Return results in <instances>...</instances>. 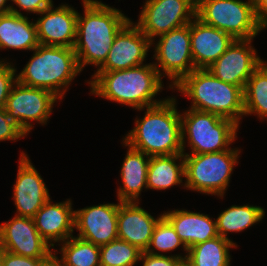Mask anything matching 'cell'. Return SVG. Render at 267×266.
I'll use <instances>...</instances> for the list:
<instances>
[{"instance_id": "e575fe53", "label": "cell", "mask_w": 267, "mask_h": 266, "mask_svg": "<svg viewBox=\"0 0 267 266\" xmlns=\"http://www.w3.org/2000/svg\"><path fill=\"white\" fill-rule=\"evenodd\" d=\"M23 10L41 13L43 10L47 9L53 1L50 0H12Z\"/></svg>"}, {"instance_id": "44dd1931", "label": "cell", "mask_w": 267, "mask_h": 266, "mask_svg": "<svg viewBox=\"0 0 267 266\" xmlns=\"http://www.w3.org/2000/svg\"><path fill=\"white\" fill-rule=\"evenodd\" d=\"M162 215L174 227L187 249L219 236L216 221H212L208 215L185 210L169 211Z\"/></svg>"}, {"instance_id": "5bb4252c", "label": "cell", "mask_w": 267, "mask_h": 266, "mask_svg": "<svg viewBox=\"0 0 267 266\" xmlns=\"http://www.w3.org/2000/svg\"><path fill=\"white\" fill-rule=\"evenodd\" d=\"M131 20L115 36L105 63L97 71H115L143 64L153 43Z\"/></svg>"}, {"instance_id": "ac0fdd59", "label": "cell", "mask_w": 267, "mask_h": 266, "mask_svg": "<svg viewBox=\"0 0 267 266\" xmlns=\"http://www.w3.org/2000/svg\"><path fill=\"white\" fill-rule=\"evenodd\" d=\"M190 22V44L195 69H206L235 40L230 34L203 23L197 17Z\"/></svg>"}, {"instance_id": "1f68e13d", "label": "cell", "mask_w": 267, "mask_h": 266, "mask_svg": "<svg viewBox=\"0 0 267 266\" xmlns=\"http://www.w3.org/2000/svg\"><path fill=\"white\" fill-rule=\"evenodd\" d=\"M24 135H26L25 132L11 120L5 108H0V141H15Z\"/></svg>"}, {"instance_id": "6da1fadb", "label": "cell", "mask_w": 267, "mask_h": 266, "mask_svg": "<svg viewBox=\"0 0 267 266\" xmlns=\"http://www.w3.org/2000/svg\"><path fill=\"white\" fill-rule=\"evenodd\" d=\"M84 17L78 13L74 52L82 71L87 64L105 63L115 36L130 21L121 11L97 0H83Z\"/></svg>"}, {"instance_id": "d6986e66", "label": "cell", "mask_w": 267, "mask_h": 266, "mask_svg": "<svg viewBox=\"0 0 267 266\" xmlns=\"http://www.w3.org/2000/svg\"><path fill=\"white\" fill-rule=\"evenodd\" d=\"M137 202H120L118 208V239L137 247L142 252L148 248L157 219L151 216Z\"/></svg>"}, {"instance_id": "cb8c5ba5", "label": "cell", "mask_w": 267, "mask_h": 266, "mask_svg": "<svg viewBox=\"0 0 267 266\" xmlns=\"http://www.w3.org/2000/svg\"><path fill=\"white\" fill-rule=\"evenodd\" d=\"M181 159L179 164L176 160ZM183 159V160H182ZM184 154L150 156L147 173V188L164 190L182 183Z\"/></svg>"}, {"instance_id": "83f0119b", "label": "cell", "mask_w": 267, "mask_h": 266, "mask_svg": "<svg viewBox=\"0 0 267 266\" xmlns=\"http://www.w3.org/2000/svg\"><path fill=\"white\" fill-rule=\"evenodd\" d=\"M62 258L54 257L63 266H100V246L79 237H70L61 248Z\"/></svg>"}, {"instance_id": "484cf974", "label": "cell", "mask_w": 267, "mask_h": 266, "mask_svg": "<svg viewBox=\"0 0 267 266\" xmlns=\"http://www.w3.org/2000/svg\"><path fill=\"white\" fill-rule=\"evenodd\" d=\"M264 209L257 206H231L222 212L216 219L218 235L227 237L228 232H240L249 226L260 222L264 217Z\"/></svg>"}, {"instance_id": "3957f363", "label": "cell", "mask_w": 267, "mask_h": 266, "mask_svg": "<svg viewBox=\"0 0 267 266\" xmlns=\"http://www.w3.org/2000/svg\"><path fill=\"white\" fill-rule=\"evenodd\" d=\"M174 98L146 107L143 119L124 138V145L148 156L182 154L181 115Z\"/></svg>"}, {"instance_id": "30bf717a", "label": "cell", "mask_w": 267, "mask_h": 266, "mask_svg": "<svg viewBox=\"0 0 267 266\" xmlns=\"http://www.w3.org/2000/svg\"><path fill=\"white\" fill-rule=\"evenodd\" d=\"M13 87L7 98L5 110L11 120L28 134L32 129V124L28 121L34 120L45 124L54 102L59 98L46 89L25 86L18 81Z\"/></svg>"}, {"instance_id": "ffe728a7", "label": "cell", "mask_w": 267, "mask_h": 266, "mask_svg": "<svg viewBox=\"0 0 267 266\" xmlns=\"http://www.w3.org/2000/svg\"><path fill=\"white\" fill-rule=\"evenodd\" d=\"M70 200L51 204L50 198L33 217L35 227L42 238L54 246L52 241H66L72 237L74 229V211Z\"/></svg>"}, {"instance_id": "836d02e7", "label": "cell", "mask_w": 267, "mask_h": 266, "mask_svg": "<svg viewBox=\"0 0 267 266\" xmlns=\"http://www.w3.org/2000/svg\"><path fill=\"white\" fill-rule=\"evenodd\" d=\"M140 260H144L143 266H181L185 262L186 258H183L180 255H152L147 252H142Z\"/></svg>"}, {"instance_id": "9a60e30c", "label": "cell", "mask_w": 267, "mask_h": 266, "mask_svg": "<svg viewBox=\"0 0 267 266\" xmlns=\"http://www.w3.org/2000/svg\"><path fill=\"white\" fill-rule=\"evenodd\" d=\"M118 204H101L74 211L79 238L101 246L118 239Z\"/></svg>"}, {"instance_id": "74e56055", "label": "cell", "mask_w": 267, "mask_h": 266, "mask_svg": "<svg viewBox=\"0 0 267 266\" xmlns=\"http://www.w3.org/2000/svg\"><path fill=\"white\" fill-rule=\"evenodd\" d=\"M45 266H63V265L53 256Z\"/></svg>"}, {"instance_id": "603a6c76", "label": "cell", "mask_w": 267, "mask_h": 266, "mask_svg": "<svg viewBox=\"0 0 267 266\" xmlns=\"http://www.w3.org/2000/svg\"><path fill=\"white\" fill-rule=\"evenodd\" d=\"M128 147L129 150L120 173L124 186L118 189V200L120 202H135L143 187L147 188L150 156L131 146Z\"/></svg>"}, {"instance_id": "4fadbf2b", "label": "cell", "mask_w": 267, "mask_h": 266, "mask_svg": "<svg viewBox=\"0 0 267 266\" xmlns=\"http://www.w3.org/2000/svg\"><path fill=\"white\" fill-rule=\"evenodd\" d=\"M50 245L35 227L33 218L16 216L0 225V249L30 258H52Z\"/></svg>"}, {"instance_id": "d6a6232c", "label": "cell", "mask_w": 267, "mask_h": 266, "mask_svg": "<svg viewBox=\"0 0 267 266\" xmlns=\"http://www.w3.org/2000/svg\"><path fill=\"white\" fill-rule=\"evenodd\" d=\"M3 266H45L51 258H30L0 249Z\"/></svg>"}, {"instance_id": "277c9868", "label": "cell", "mask_w": 267, "mask_h": 266, "mask_svg": "<svg viewBox=\"0 0 267 266\" xmlns=\"http://www.w3.org/2000/svg\"><path fill=\"white\" fill-rule=\"evenodd\" d=\"M175 87L192 99L191 109L216 114L238 125L244 115L243 89L216 78L207 68L194 69Z\"/></svg>"}, {"instance_id": "8d00e7d4", "label": "cell", "mask_w": 267, "mask_h": 266, "mask_svg": "<svg viewBox=\"0 0 267 266\" xmlns=\"http://www.w3.org/2000/svg\"><path fill=\"white\" fill-rule=\"evenodd\" d=\"M7 0H0V14L11 12L12 6H5Z\"/></svg>"}, {"instance_id": "8fae6325", "label": "cell", "mask_w": 267, "mask_h": 266, "mask_svg": "<svg viewBox=\"0 0 267 266\" xmlns=\"http://www.w3.org/2000/svg\"><path fill=\"white\" fill-rule=\"evenodd\" d=\"M161 37V38H160ZM154 57L174 87L194 68L190 44V23L159 36Z\"/></svg>"}, {"instance_id": "f35d334b", "label": "cell", "mask_w": 267, "mask_h": 266, "mask_svg": "<svg viewBox=\"0 0 267 266\" xmlns=\"http://www.w3.org/2000/svg\"><path fill=\"white\" fill-rule=\"evenodd\" d=\"M251 6L256 10L265 0H248Z\"/></svg>"}, {"instance_id": "7c38bea8", "label": "cell", "mask_w": 267, "mask_h": 266, "mask_svg": "<svg viewBox=\"0 0 267 266\" xmlns=\"http://www.w3.org/2000/svg\"><path fill=\"white\" fill-rule=\"evenodd\" d=\"M252 39H235L207 69L218 79L245 88L254 70L263 62L250 46Z\"/></svg>"}, {"instance_id": "f546056e", "label": "cell", "mask_w": 267, "mask_h": 266, "mask_svg": "<svg viewBox=\"0 0 267 266\" xmlns=\"http://www.w3.org/2000/svg\"><path fill=\"white\" fill-rule=\"evenodd\" d=\"M180 245H183L184 250L187 253L188 249L177 235L174 227L164 216H162L154 227L152 238L145 252L152 255H163L154 252V250L157 249L163 252L172 251ZM151 247L154 250H152Z\"/></svg>"}, {"instance_id": "52a82bcc", "label": "cell", "mask_w": 267, "mask_h": 266, "mask_svg": "<svg viewBox=\"0 0 267 266\" xmlns=\"http://www.w3.org/2000/svg\"><path fill=\"white\" fill-rule=\"evenodd\" d=\"M239 150H223L205 154H184L186 188L203 194L224 196Z\"/></svg>"}, {"instance_id": "8992f818", "label": "cell", "mask_w": 267, "mask_h": 266, "mask_svg": "<svg viewBox=\"0 0 267 266\" xmlns=\"http://www.w3.org/2000/svg\"><path fill=\"white\" fill-rule=\"evenodd\" d=\"M184 115V117L182 116ZM181 115L182 151L187 133L191 154H205L228 150L237 137L238 124L210 112L190 109Z\"/></svg>"}, {"instance_id": "e0dca14e", "label": "cell", "mask_w": 267, "mask_h": 266, "mask_svg": "<svg viewBox=\"0 0 267 266\" xmlns=\"http://www.w3.org/2000/svg\"><path fill=\"white\" fill-rule=\"evenodd\" d=\"M13 190V198L18 212L16 216L20 217L33 218L50 198L43 179L23 152Z\"/></svg>"}, {"instance_id": "5b68a950", "label": "cell", "mask_w": 267, "mask_h": 266, "mask_svg": "<svg viewBox=\"0 0 267 266\" xmlns=\"http://www.w3.org/2000/svg\"><path fill=\"white\" fill-rule=\"evenodd\" d=\"M34 51L17 81L25 86L46 89L61 99L66 91L63 87L67 88L81 72L74 48L39 44Z\"/></svg>"}, {"instance_id": "f1b7e54d", "label": "cell", "mask_w": 267, "mask_h": 266, "mask_svg": "<svg viewBox=\"0 0 267 266\" xmlns=\"http://www.w3.org/2000/svg\"><path fill=\"white\" fill-rule=\"evenodd\" d=\"M142 251L121 239L100 246V266H134Z\"/></svg>"}, {"instance_id": "4dcf8cb0", "label": "cell", "mask_w": 267, "mask_h": 266, "mask_svg": "<svg viewBox=\"0 0 267 266\" xmlns=\"http://www.w3.org/2000/svg\"><path fill=\"white\" fill-rule=\"evenodd\" d=\"M2 62H0V108H5L11 89L17 82V77H15L16 69L11 67V64Z\"/></svg>"}, {"instance_id": "ba28073f", "label": "cell", "mask_w": 267, "mask_h": 266, "mask_svg": "<svg viewBox=\"0 0 267 266\" xmlns=\"http://www.w3.org/2000/svg\"><path fill=\"white\" fill-rule=\"evenodd\" d=\"M196 17L234 39H253L261 31L249 1L197 0Z\"/></svg>"}, {"instance_id": "d590c367", "label": "cell", "mask_w": 267, "mask_h": 266, "mask_svg": "<svg viewBox=\"0 0 267 266\" xmlns=\"http://www.w3.org/2000/svg\"><path fill=\"white\" fill-rule=\"evenodd\" d=\"M255 14L259 28L262 30L267 27V0H265L256 10Z\"/></svg>"}, {"instance_id": "2e32d148", "label": "cell", "mask_w": 267, "mask_h": 266, "mask_svg": "<svg viewBox=\"0 0 267 266\" xmlns=\"http://www.w3.org/2000/svg\"><path fill=\"white\" fill-rule=\"evenodd\" d=\"M52 8L53 4L43 10L35 23L39 44L74 48L78 12L67 5Z\"/></svg>"}, {"instance_id": "7402d4cb", "label": "cell", "mask_w": 267, "mask_h": 266, "mask_svg": "<svg viewBox=\"0 0 267 266\" xmlns=\"http://www.w3.org/2000/svg\"><path fill=\"white\" fill-rule=\"evenodd\" d=\"M39 45L36 24L14 7L0 14V49L34 50Z\"/></svg>"}, {"instance_id": "7a4b0ae2", "label": "cell", "mask_w": 267, "mask_h": 266, "mask_svg": "<svg viewBox=\"0 0 267 266\" xmlns=\"http://www.w3.org/2000/svg\"><path fill=\"white\" fill-rule=\"evenodd\" d=\"M155 64L115 70L97 71L89 82L91 93L142 110L162 103L153 100L162 89V74Z\"/></svg>"}, {"instance_id": "9c48e42d", "label": "cell", "mask_w": 267, "mask_h": 266, "mask_svg": "<svg viewBox=\"0 0 267 266\" xmlns=\"http://www.w3.org/2000/svg\"><path fill=\"white\" fill-rule=\"evenodd\" d=\"M196 9L195 0H147L136 25L153 42L154 36L168 33L193 21Z\"/></svg>"}, {"instance_id": "4316f807", "label": "cell", "mask_w": 267, "mask_h": 266, "mask_svg": "<svg viewBox=\"0 0 267 266\" xmlns=\"http://www.w3.org/2000/svg\"><path fill=\"white\" fill-rule=\"evenodd\" d=\"M244 93V115L257 113L267 118V63L264 61L254 70L246 82Z\"/></svg>"}, {"instance_id": "d4e9b609", "label": "cell", "mask_w": 267, "mask_h": 266, "mask_svg": "<svg viewBox=\"0 0 267 266\" xmlns=\"http://www.w3.org/2000/svg\"><path fill=\"white\" fill-rule=\"evenodd\" d=\"M237 247L230 239L217 236L188 249L187 266H229V248Z\"/></svg>"}]
</instances>
